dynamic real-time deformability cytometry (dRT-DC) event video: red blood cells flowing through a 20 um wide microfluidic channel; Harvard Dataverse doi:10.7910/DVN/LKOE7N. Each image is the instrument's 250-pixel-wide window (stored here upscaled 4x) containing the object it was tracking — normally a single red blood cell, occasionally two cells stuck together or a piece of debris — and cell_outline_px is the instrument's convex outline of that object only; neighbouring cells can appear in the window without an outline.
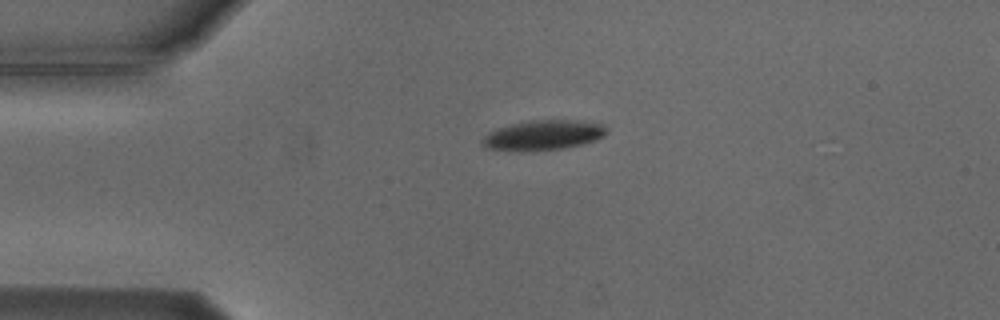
{"species": "Egyptian fruit bat (a non-hibernating species)", "species_latin": "Rousettus aegyptiacus", "temperature_condition": "cold", "stored_images_in_passage": 3, "camera_frame_rate_fps": 3000, "um_per_image_px": 0.085, "animal": {"sex": "male"}, "frame": {"image": 1, "passage_image": 1, "time_ms": 0.0, "image_size_px": [1000, 320], "cell_outline_px": [[608, 132], [604, 136], [596, 140], [564, 148], [532, 152], [516, 152], [488, 148], [480, 144], [480, 140], [488, 132], [496, 128], [512, 124], [532, 120], [576, 120], [604, 124], [608, 128]], "centroid_in_image_um": [46.15, 11.5], "position_along_channel_um": 38.8, "area_um2": 22.14}}
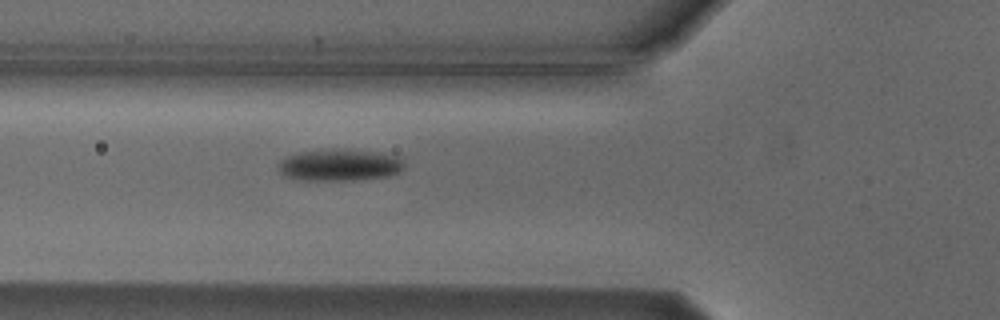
{"frame": {"image": 2, "passage_image": 3, "time_ms": 2.333, "image_size_px": [1000, 320], "cell_outline_px": [[404, 168], [388, 176], [356, 180], [296, 180], [284, 176], [276, 168], [276, 164], [280, 160], [288, 156], [300, 152], [380, 152], [396, 156], [404, 160]], "centroid_in_image_um": [28.82, 14.09], "position_along_channel_um": 97.0, "area_um2": 22.48}}